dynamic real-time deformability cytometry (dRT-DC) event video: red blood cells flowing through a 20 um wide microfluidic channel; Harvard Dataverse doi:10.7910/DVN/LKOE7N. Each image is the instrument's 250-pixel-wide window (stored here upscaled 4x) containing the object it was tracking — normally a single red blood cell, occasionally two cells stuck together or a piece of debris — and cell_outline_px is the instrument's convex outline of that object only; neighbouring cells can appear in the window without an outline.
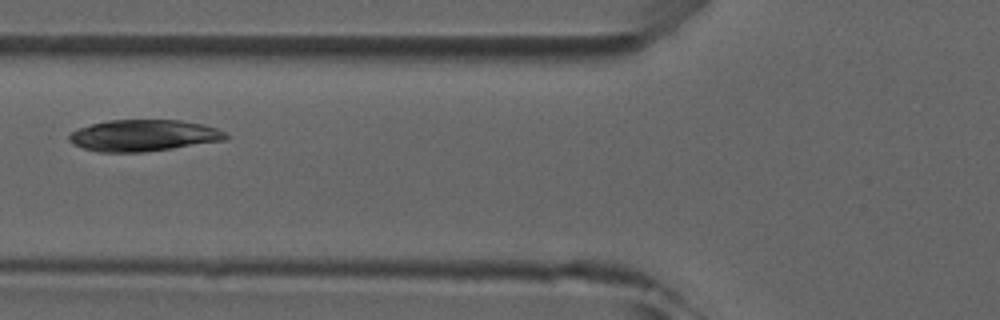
{"species": "common noctule bat (a hibernating species)", "species_latin": "Nyctalus noctula", "temperature_condition": "room temperature", "stored_images_in_passage": 5, "camera_frame_rate_fps": 3000, "um_per_image_px": 0.085, "animal": {"sex": "male", "forearm_length_mm": 52.5}, "frame": {"image": 1, "passage_image": 4, "time_ms": 4.333, "image_size_px": [1000, 320], "cell_outline_px": [[228, 136], [224, 140], [172, 148], [144, 152], [100, 152], [84, 148], [72, 144], [68, 140], [68, 136], [72, 132], [80, 128], [92, 124], [108, 120], [180, 120], [204, 124], [216, 128], [224, 132]], "centroid_in_image_um": [12.18, 11.51], "position_along_channel_um": 113.6, "area_um2": 28.55}}
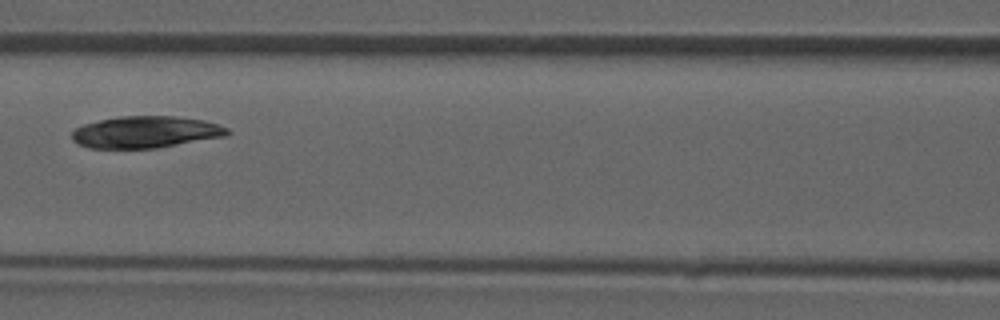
{"frame": {"image": 2, "passage_image": 5, "time_ms": 5.333, "image_size_px": [1000, 320], "cell_outline_px": [[232, 132], [224, 136], [156, 148], [88, 148], [76, 144], [72, 140], [72, 132], [76, 128], [84, 124], [100, 120], [120, 116], [176, 116], [204, 120], [228, 128]], "centroid_in_image_um": [12.35, 11.22], "position_along_channel_um": 154.3, "area_um2": 28.73}}